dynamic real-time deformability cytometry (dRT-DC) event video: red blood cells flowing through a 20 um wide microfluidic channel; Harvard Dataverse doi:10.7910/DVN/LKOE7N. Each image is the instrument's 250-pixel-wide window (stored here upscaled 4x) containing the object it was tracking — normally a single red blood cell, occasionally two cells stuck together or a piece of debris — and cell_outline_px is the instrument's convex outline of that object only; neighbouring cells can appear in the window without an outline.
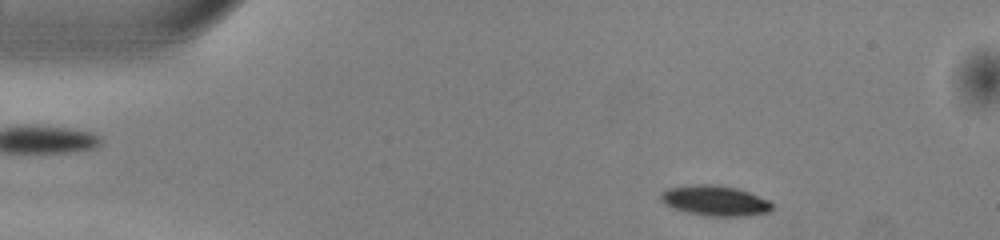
{"species": "common noctule bat (a hibernating species)", "species_latin": "Nyctalus noctula", "temperature_condition": "warm", "stored_images_in_passage": 46, "camera_frame_rate_fps": 3000, "um_per_image_px": 0.085, "animal": {"sex": "male", "body_mass_g": 13.0, "forearm_length_mm": 53.1}, "frame": {"image": 1, "passage_image": 3, "time_ms": 0.667, "image_size_px": [1000, 240], "cell_outline_px": [[772, 208], [768, 212], [748, 216], [708, 216], [688, 212], [672, 208], [664, 204], [660, 200], [660, 192], [668, 188], [688, 184], [716, 184], [736, 188], [748, 192], [768, 200], [772, 204]], "centroid_in_image_um": [60.72, 17.05], "position_along_channel_um": 24.3, "area_um2": 19.77}}
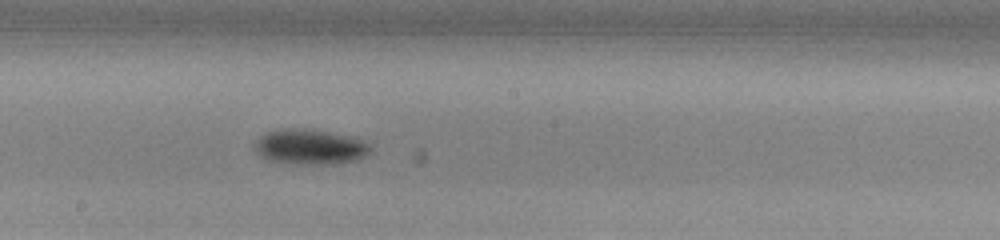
{"frame": {"image": 2, "passage_image": 23, "time_ms": 7.333, "image_size_px": [1000, 240], "cell_outline_px": [[372, 148], [364, 156], [356, 160], [324, 164], [288, 164], [268, 160], [260, 156], [252, 148], [252, 144], [260, 136], [268, 132], [280, 128], [312, 128], [352, 136], [368, 144]], "centroid_in_image_um": [26.27, 12.47], "position_along_channel_um": 221.9, "area_um2": 24.1}}
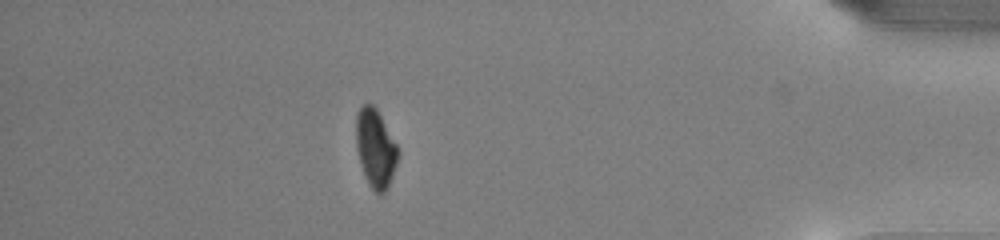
{"frame": {"image": 3, "passage_image": 40, "time_ms": 13.0, "image_size_px": [1000, 240], "cell_outline_px": [[400, 148], [396, 164], [388, 188], [384, 192], [376, 192], [368, 184], [364, 176], [360, 164], [356, 148], [356, 112], [364, 104], [372, 104], [376, 108]], "centroid_in_image_um": [31.91, 12.59], "position_along_channel_um": 403.3, "area_um2": 19.25}, "authors_computed_cell_mechanics": {"area_um2": 20.7791, "velocity_mm_per_s": 4.0507, "shape_relaxation_time_tau1_ms": 1.8056, "shape_relaxation_time_tau2_ms": null, "deformation_change_tau1": 0.092, "deformation_change_tau2": null}}